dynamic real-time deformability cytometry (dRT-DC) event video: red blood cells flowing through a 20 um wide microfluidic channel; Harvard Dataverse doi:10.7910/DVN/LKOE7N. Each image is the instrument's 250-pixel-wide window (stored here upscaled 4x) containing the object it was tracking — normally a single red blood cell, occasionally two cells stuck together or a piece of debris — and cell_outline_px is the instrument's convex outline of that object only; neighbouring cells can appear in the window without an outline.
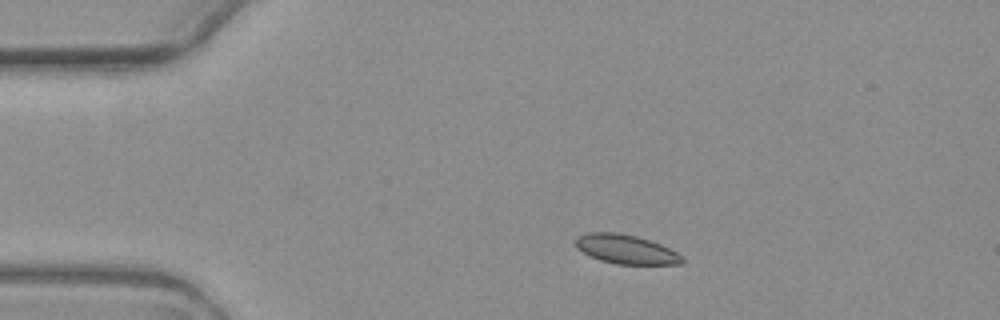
{"species": "common noctule bat (a hibernating species)", "species_latin": "Nyctalus noctula", "temperature_condition": "warm", "stored_images_in_passage": 6, "camera_frame_rate_fps": 3000, "um_per_image_px": 0.085, "animal": {"sex": "female", "body_mass_g": 19.3, "forearm_length_mm": 54.1}, "frame": {"image": 1, "passage_image": 1, "time_ms": 0.0, "image_size_px": [1000, 320], "cell_outline_px": [[684, 260], [680, 264], [616, 264], [600, 260], [588, 256], [576, 244], [576, 236], [588, 232], [620, 232], [636, 236], [660, 244], [684, 256]], "centroid_in_image_um": [53.2, 21.18], "position_along_channel_um": 31.8, "area_um2": 18.03}}
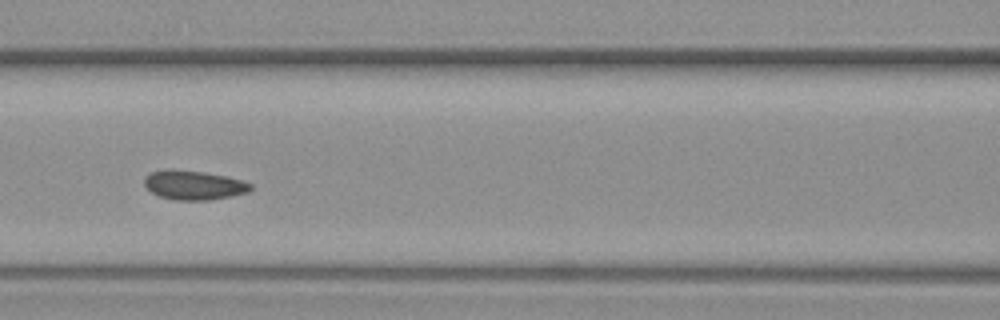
{"frame": {"image": 2, "passage_image": 5, "time_ms": 4.667, "image_size_px": [1000, 320], "cell_outline_px": [[252, 188], [248, 192], [208, 200], [176, 200], [160, 196], [152, 192], [144, 184], [144, 176], [152, 172], [168, 168], [172, 168], [204, 172], [228, 176], [252, 184]], "centroid_in_image_um": [16.45, 15.71], "position_along_channel_um": 150.2, "area_um2": 18.09}}
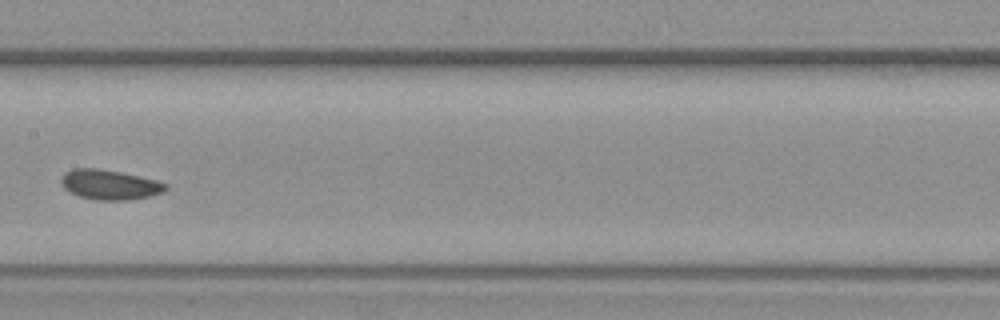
{"frame": {"image": 3, "passage_image": 6, "time_ms": 6.0, "image_size_px": [1000, 320], "cell_outline_px": [[168, 188], [164, 192], [148, 196], [128, 200], [96, 200], [80, 196], [64, 188], [60, 180], [64, 172], [72, 168], [100, 168], [120, 172], [156, 180], [168, 184]], "centroid_in_image_um": [9.32, 15.69], "position_along_channel_um": 198.1, "area_um2": 18.15}}